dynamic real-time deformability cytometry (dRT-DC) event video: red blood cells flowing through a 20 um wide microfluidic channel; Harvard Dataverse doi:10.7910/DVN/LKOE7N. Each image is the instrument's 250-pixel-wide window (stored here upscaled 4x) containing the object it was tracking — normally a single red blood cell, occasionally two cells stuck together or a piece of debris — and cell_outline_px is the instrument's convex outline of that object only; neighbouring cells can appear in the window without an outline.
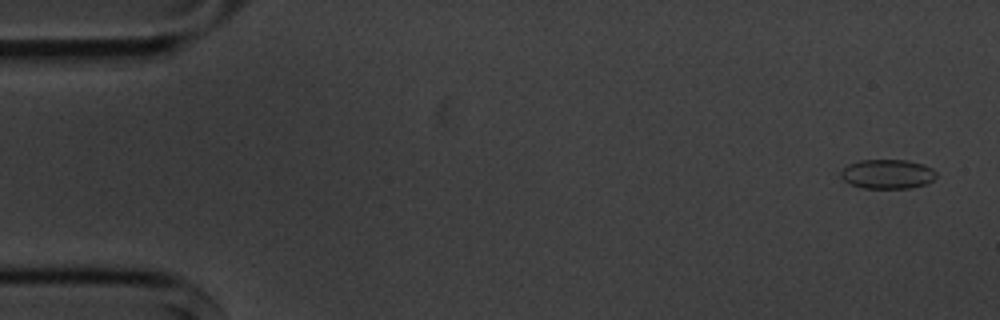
{"species": "common noctule bat (a hibernating species)", "species_latin": "Nyctalus noctula", "temperature_condition": "cold", "stored_images_in_passage": 6, "camera_frame_rate_fps": 3000, "um_per_image_px": 0.085, "animal": {"sex": "male", "body_mass_g": 20.1, "forearm_length_mm": 53.5}, "frame": {"image": 1, "passage_image": 1, "time_ms": 0.0, "image_size_px": [1000, 320], "cell_outline_px": [[936, 176], [928, 184], [912, 188], [864, 188], [852, 184], [844, 180], [840, 176], [840, 172], [848, 164], [860, 160], [908, 160], [924, 164], [932, 168], [936, 172]], "centroid_in_image_um": [75.46, 14.79], "position_along_channel_um": 9.5, "area_um2": 16.42}}
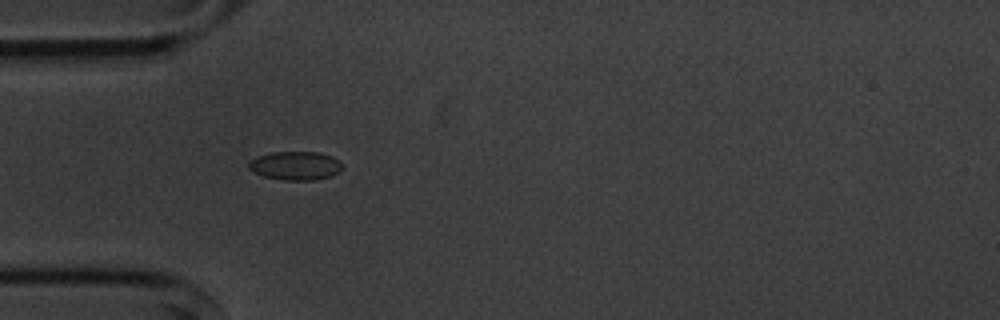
{"frame": {"image": 2, "passage_image": 5, "time_ms": 4.667, "image_size_px": [1000, 320], "cell_outline_px": [[344, 168], [340, 172], [332, 176], [312, 180], [284, 180], [264, 176], [248, 168], [248, 160], [256, 156], [272, 152], [320, 152], [332, 156], [340, 160], [344, 164]], "centroid_in_image_um": [25.16, 14.07], "position_along_channel_um": 59.8, "area_um2": 15.9}}
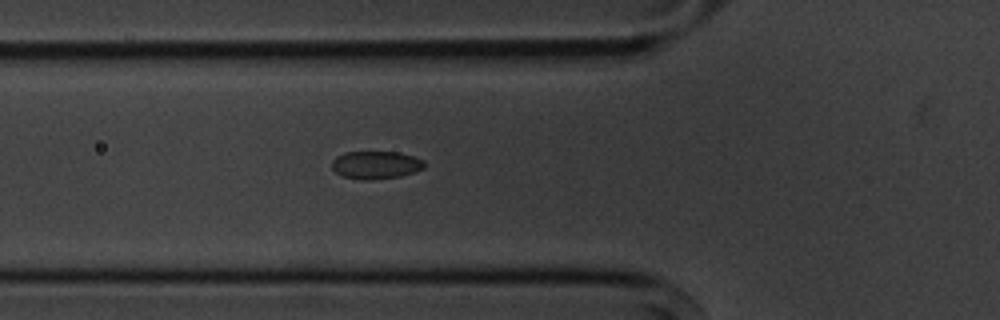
{"frame": {"image": 3, "passage_image": 6, "time_ms": 5.667, "image_size_px": [1000, 320], "cell_outline_px": [[424, 168], [416, 172], [400, 176], [368, 180], [364, 180], [344, 176], [336, 172], [332, 168], [332, 160], [336, 156], [344, 152], [400, 152], [424, 160]], "centroid_in_image_um": [31.95, 14.01], "position_along_channel_um": 93.8, "area_um2": 14.97}}